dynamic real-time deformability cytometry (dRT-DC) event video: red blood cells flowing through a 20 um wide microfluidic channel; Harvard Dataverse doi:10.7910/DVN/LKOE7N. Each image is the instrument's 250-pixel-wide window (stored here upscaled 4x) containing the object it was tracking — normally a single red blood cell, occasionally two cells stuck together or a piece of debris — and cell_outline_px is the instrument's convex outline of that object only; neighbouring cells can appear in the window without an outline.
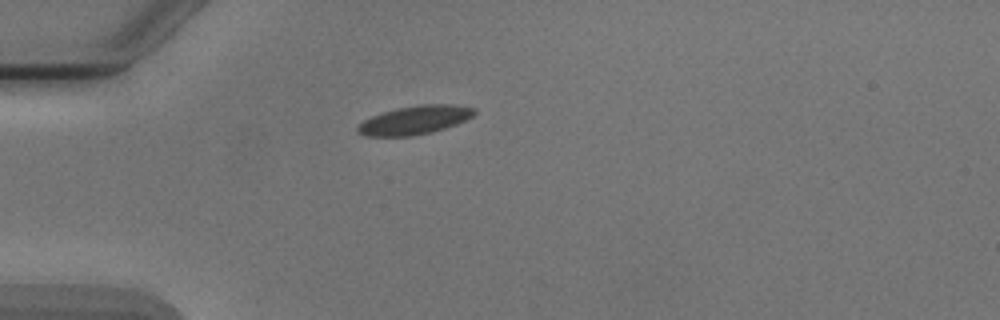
{"species": "Egyptian fruit bat (a non-hibernating species)", "species_latin": "Rousettus aegyptiacus", "temperature_condition": "cold", "stored_images_in_passage": 39, "camera_frame_rate_fps": 3000, "um_per_image_px": 0.085, "animal": {"sex": "male"}, "frame": {"image": 1, "passage_image": 1, "time_ms": 0.0, "image_size_px": [1000, 320], "cell_outline_px": [[476, 112], [472, 116], [456, 124], [432, 132], [412, 136], [364, 136], [356, 132], [356, 128], [364, 120], [372, 116], [396, 108], [420, 104], [452, 104], [476, 108]], "centroid_in_image_um": [35.24, 10.2], "position_along_channel_um": 49.8, "area_um2": 19.42}}
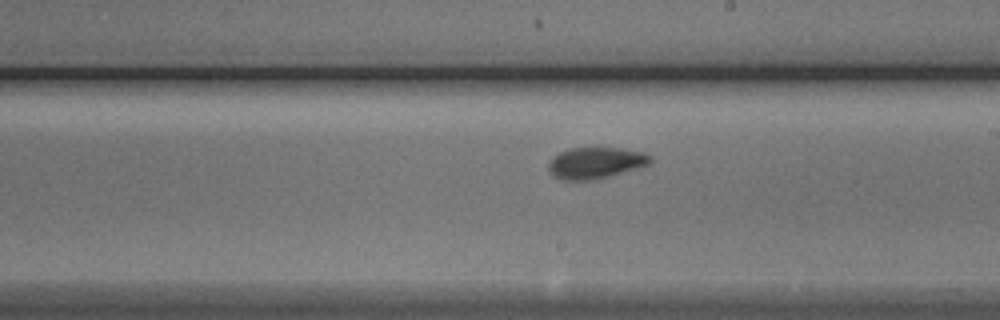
{"frame": {"image": 2, "passage_image": 17, "time_ms": 5.333, "image_size_px": [1000, 320], "cell_outline_px": [[652, 160], [648, 164], [640, 168], [608, 176], [588, 180], [564, 180], [556, 176], [548, 168], [548, 164], [552, 156], [568, 148], [620, 148], [644, 152], [652, 156]], "centroid_in_image_um": [50.65, 13.83], "position_along_channel_um": 238.4, "area_um2": 18.5}}
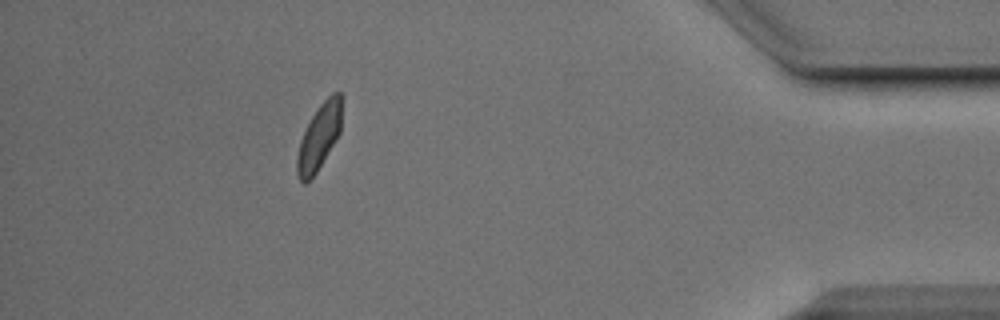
{"frame": {"image": 3, "passage_image": 34, "time_ms": 11.0, "image_size_px": [1000, 320], "cell_outline_px": [[344, 96], [340, 132], [316, 172], [304, 184], [300, 180], [296, 172], [296, 156], [300, 140], [316, 108], [332, 92], [340, 92]], "centroid_in_image_um": [27.15, 11.56], "position_along_channel_um": 408.1, "area_um2": 17.22}, "authors_computed_cell_mechanics": {"area_um2": 17.9758, "velocity_mm_per_s": 3.8634, "shape_relaxation_time_tau1_ms": 4.7401, "shape_relaxation_time_tau2_ms": 1.0788, "deformation_change_tau1": 0.1067, "deformation_change_tau2": 0.0345}}